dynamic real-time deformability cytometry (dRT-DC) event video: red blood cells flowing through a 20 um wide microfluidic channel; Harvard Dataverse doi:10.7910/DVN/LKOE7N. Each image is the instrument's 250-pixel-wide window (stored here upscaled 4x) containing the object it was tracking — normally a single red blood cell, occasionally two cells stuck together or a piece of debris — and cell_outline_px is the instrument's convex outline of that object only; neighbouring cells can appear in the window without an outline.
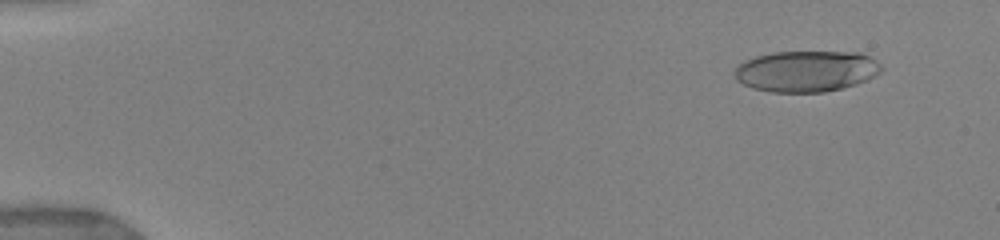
{"species": "human", "species_latin": "Homo sapiens", "temperature_condition": "warm", "stored_images_in_passage": 21, "camera_frame_rate_fps": 3000, "um_per_image_px": 0.085, "donor": {"sex": "female"}, "frame": {"image": 1, "passage_image": 3, "time_ms": 1.0, "image_size_px": [1000, 240], "cell_outline_px": [[884, 68], [880, 72], [868, 80], [856, 84], [824, 92], [772, 92], [752, 88], [736, 80], [736, 68], [740, 64], [756, 56], [772, 52], [860, 52], [868, 56], [880, 64]], "centroid_in_image_um": [68.56, 6.05], "position_along_channel_um": 16.4, "area_um2": 34.97}}
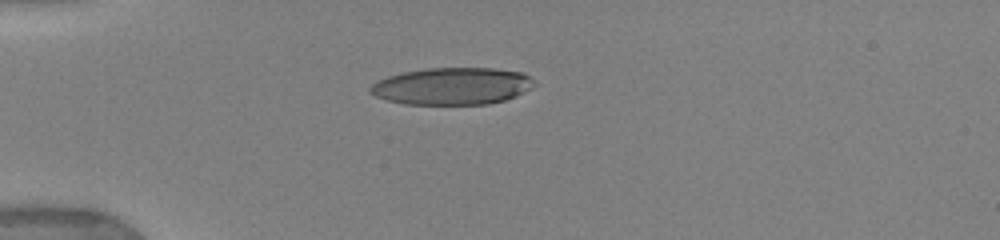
{"frame": {"image": 2, "passage_image": 10, "time_ms": 4.333, "image_size_px": [1000, 240], "cell_outline_px": [[536, 84], [504, 100], [488, 104], [404, 104], [388, 100], [376, 96], [368, 92], [368, 88], [376, 80], [388, 76], [404, 72], [424, 68], [492, 68], [524, 72], [536, 80]], "centroid_in_image_um": [38.4, 7.31], "position_along_channel_um": 46.6, "area_um2": 35.43}}